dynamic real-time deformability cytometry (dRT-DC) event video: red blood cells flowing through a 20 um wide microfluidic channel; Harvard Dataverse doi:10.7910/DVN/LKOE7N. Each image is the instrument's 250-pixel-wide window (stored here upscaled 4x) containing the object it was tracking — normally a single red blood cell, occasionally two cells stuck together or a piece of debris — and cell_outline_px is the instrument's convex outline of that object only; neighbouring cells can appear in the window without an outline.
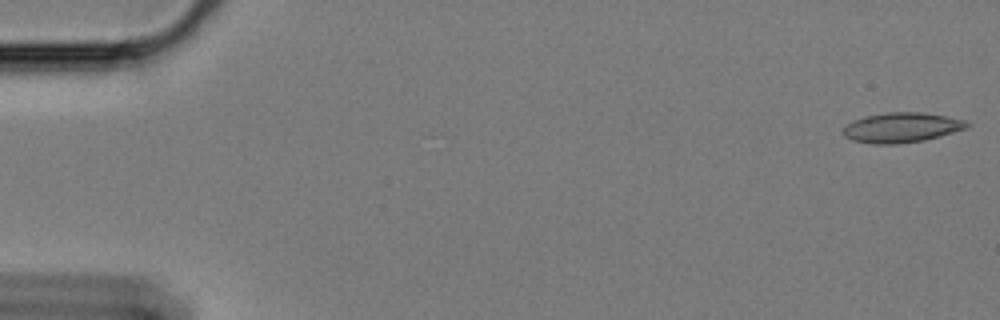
{"species": "Egyptian fruit bat (a non-hibernating species)", "species_latin": "Rousettus aegyptiacus", "temperature_condition": "cold", "stored_images_in_passage": 13, "camera_frame_rate_fps": 3000, "um_per_image_px": 0.085, "animal": {"sex": "female"}, "frame": {"image": 1, "passage_image": 1, "time_ms": 0.0, "image_size_px": [1000, 320], "cell_outline_px": [[972, 124], [968, 128], [940, 136], [924, 140], [896, 144], [872, 144], [852, 140], [844, 136], [844, 128], [848, 124], [864, 116], [888, 112], [920, 112], [944, 116], [964, 120]], "centroid_in_image_um": [76.66, 10.84], "position_along_channel_um": 8.3, "area_um2": 21.44}}